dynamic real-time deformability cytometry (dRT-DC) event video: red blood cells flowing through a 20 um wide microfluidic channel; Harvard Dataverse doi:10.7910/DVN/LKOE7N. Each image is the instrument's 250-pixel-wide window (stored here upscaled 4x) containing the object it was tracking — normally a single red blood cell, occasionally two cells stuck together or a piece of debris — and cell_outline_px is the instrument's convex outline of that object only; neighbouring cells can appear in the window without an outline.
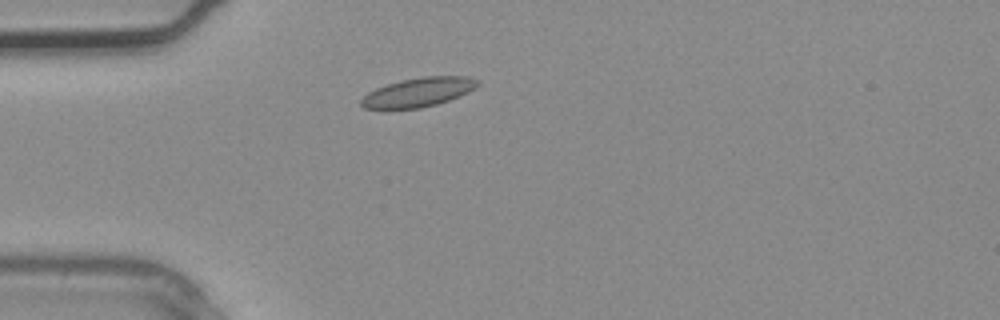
{"species": "common noctule bat (a hibernating species)", "species_latin": "Nyctalus noctula", "temperature_condition": "warm", "stored_images_in_passage": 1, "camera_frame_rate_fps": 3000, "um_per_image_px": 0.085, "animal": {"sex": "male", "body_mass_g": 20.4}, "frame": {"image": 1, "passage_image": 1, "time_ms": 0.0, "image_size_px": [1000, 320], "cell_outline_px": [[480, 84], [476, 88], [460, 96], [436, 104], [420, 108], [384, 112], [364, 108], [360, 104], [360, 100], [368, 92], [376, 88], [400, 80], [424, 76], [468, 76], [480, 80]], "centroid_in_image_um": [35.51, 7.88], "position_along_channel_um": 49.5, "area_um2": 20.52}}